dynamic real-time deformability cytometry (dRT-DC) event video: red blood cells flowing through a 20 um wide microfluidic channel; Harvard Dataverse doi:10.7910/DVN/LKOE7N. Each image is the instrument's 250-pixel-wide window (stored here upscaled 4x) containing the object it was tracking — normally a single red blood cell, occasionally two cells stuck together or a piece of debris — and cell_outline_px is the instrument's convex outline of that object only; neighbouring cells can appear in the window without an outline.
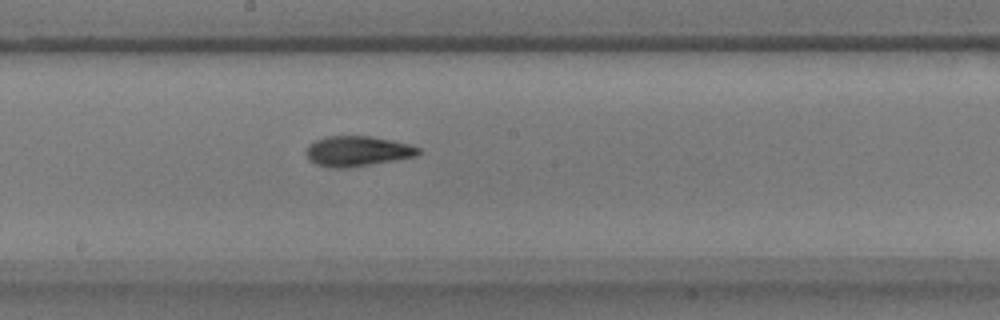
{"species": "common noctule bat (a hibernating species)", "species_latin": "Nyctalus noctula", "temperature_condition": "warm", "stored_images_in_passage": 25, "camera_frame_rate_fps": 3000, "um_per_image_px": 0.085, "animal": {"sex": "male", "body_mass_g": 17.9}, "frame": {"image": 1, "passage_image": 15, "time_ms": 4.667, "image_size_px": [1000, 320], "cell_outline_px": [[420, 152], [416, 156], [396, 160], [348, 168], [328, 168], [316, 164], [308, 160], [308, 144], [316, 140], [328, 136], [368, 136], [388, 140], [420, 148]], "centroid_in_image_um": [30.34, 12.87], "position_along_channel_um": 217.9, "area_um2": 19.48}}